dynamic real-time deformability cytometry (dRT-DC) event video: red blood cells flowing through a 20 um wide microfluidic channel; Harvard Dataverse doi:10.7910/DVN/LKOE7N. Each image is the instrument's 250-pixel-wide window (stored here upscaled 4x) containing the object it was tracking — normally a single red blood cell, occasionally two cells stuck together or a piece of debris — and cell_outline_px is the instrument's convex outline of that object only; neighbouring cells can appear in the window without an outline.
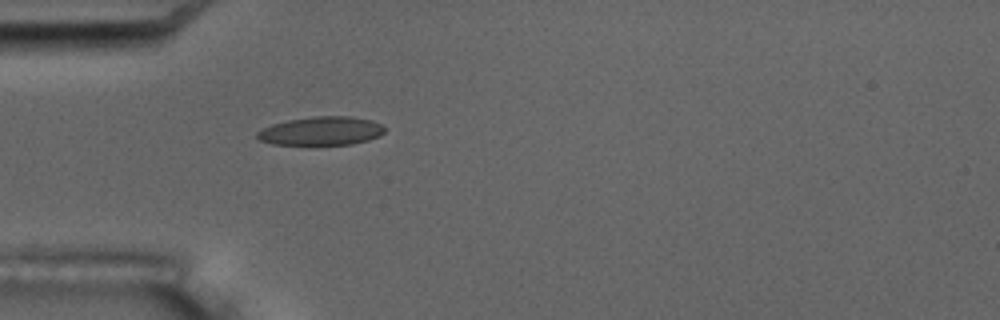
{"species": "common noctule bat (a hibernating species)", "species_latin": "Nyctalus noctula", "temperature_condition": "room temperature", "stored_images_in_passage": 3, "camera_frame_rate_fps": 3000, "um_per_image_px": 0.085, "animal": {"sex": "male", "body_mass_g": 17.5, "forearm_length_mm": 52.3}, "frame": {"image": 1, "passage_image": 3, "time_ms": 3.0, "image_size_px": [1000, 320], "cell_outline_px": [[384, 132], [380, 136], [368, 140], [352, 144], [272, 144], [260, 140], [256, 136], [256, 132], [272, 124], [288, 120], [312, 116], [352, 116], [372, 120], [380, 124], [384, 128]], "centroid_in_image_um": [27.32, 11.12], "position_along_channel_um": 57.7, "area_um2": 21.15}}